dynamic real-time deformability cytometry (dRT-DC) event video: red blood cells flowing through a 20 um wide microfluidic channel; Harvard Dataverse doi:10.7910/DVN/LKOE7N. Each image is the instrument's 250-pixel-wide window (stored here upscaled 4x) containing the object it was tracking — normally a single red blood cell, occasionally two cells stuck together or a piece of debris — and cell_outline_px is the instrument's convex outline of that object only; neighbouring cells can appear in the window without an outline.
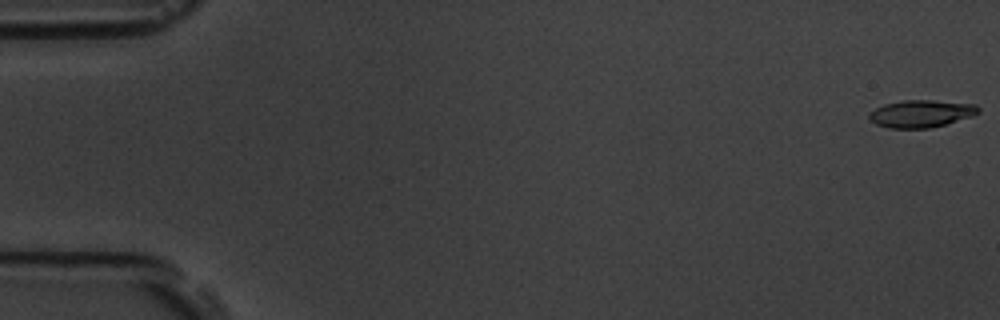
{"species": "common noctule bat (a hibernating species)", "species_latin": "Nyctalus noctula", "temperature_condition": "room temperature", "stored_images_in_passage": 55, "camera_frame_rate_fps": 3000, "um_per_image_px": 0.085, "animal": {"sex": "male", "body_mass_g": 19.5, "forearm_length_mm": 54.6}, "frame": {"image": 1, "passage_image": 1, "time_ms": 0.0, "image_size_px": [1000, 320], "cell_outline_px": [[980, 112], [972, 116], [944, 124], [928, 128], [888, 128], [876, 124], [868, 116], [868, 112], [884, 104], [904, 100], [932, 100], [976, 104], [980, 108]], "centroid_in_image_um": [78.29, 9.65], "position_along_channel_um": 6.7, "area_um2": 17.34}}
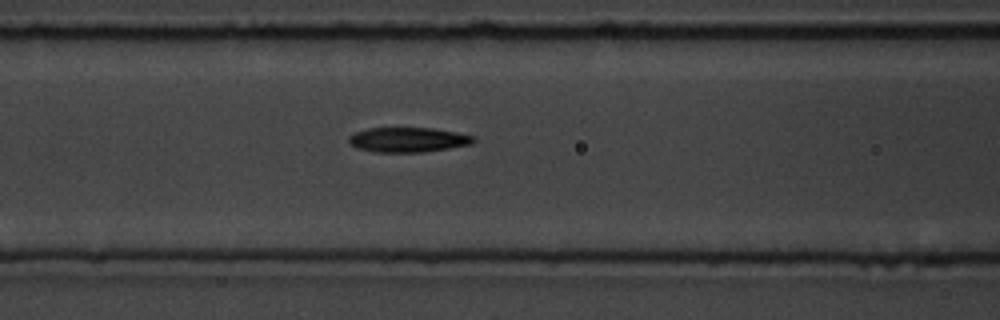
{"frame": {"image": 2, "passage_image": 23, "time_ms": 7.333, "image_size_px": [1000, 320], "cell_outline_px": [[476, 140], [472, 144], [424, 152], [376, 152], [356, 148], [348, 140], [348, 136], [356, 132], [368, 128], [432, 128], [456, 132], [476, 136]], "centroid_in_image_um": [34.7, 11.88], "position_along_channel_um": 131.9, "area_um2": 18.03}}
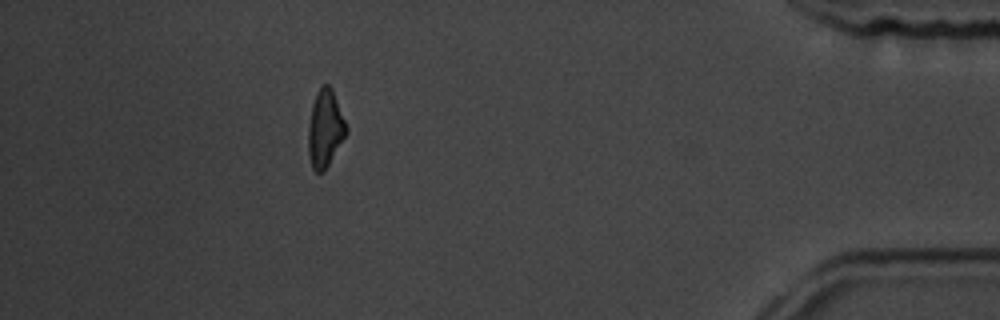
{"frame": {"image": 3, "passage_image": 49, "time_ms": 16.0, "image_size_px": [1000, 320], "cell_outline_px": [[348, 132], [324, 172], [316, 172], [312, 168], [308, 152], [308, 124], [312, 104], [316, 92], [320, 84], [328, 84], [332, 88], [348, 128]], "centroid_in_image_um": [27.63, 10.91], "position_along_channel_um": 407.6, "area_um2": 17.34}, "authors_computed_cell_mechanics": {"area_um2": 17.7446, "velocity_mm_per_s": 3.7917, "shape_relaxation_time_tau1_ms": 2.8124, "shape_relaxation_time_tau2_ms": 6.0625, "deformation_change_tau1": 0.1205, "deformation_change_tau2": 0.162}}